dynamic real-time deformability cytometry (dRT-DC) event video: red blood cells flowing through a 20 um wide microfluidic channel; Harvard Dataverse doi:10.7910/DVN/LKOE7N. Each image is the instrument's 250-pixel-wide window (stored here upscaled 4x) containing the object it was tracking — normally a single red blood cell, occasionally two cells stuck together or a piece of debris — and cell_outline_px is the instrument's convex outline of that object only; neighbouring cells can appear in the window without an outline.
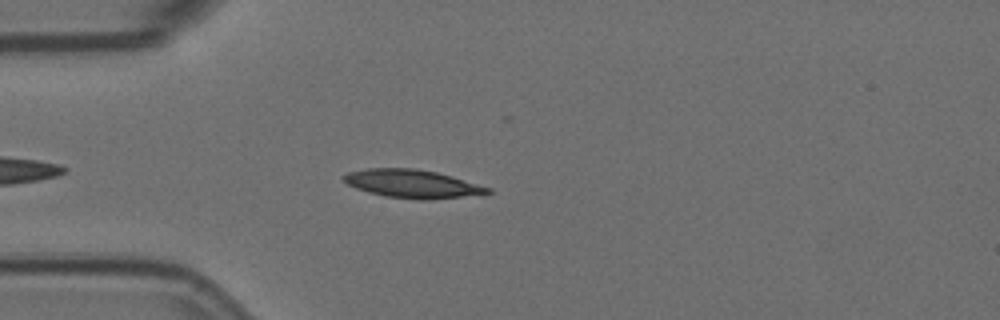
{"species": "Egyptian fruit bat (a non-hibernating species)", "species_latin": "Rousettus aegyptiacus", "temperature_condition": "room temperature", "stored_images_in_passage": 46, "camera_frame_rate_fps": 3000, "um_per_image_px": 0.085, "animal": {"sex": "female"}, "frame": {"image": 1, "passage_image": 5, "time_ms": 1.333, "image_size_px": [1000, 320], "cell_outline_px": [[492, 192], [428, 200], [420, 200], [384, 196], [368, 192], [356, 188], [348, 184], [340, 176], [348, 172], [368, 168], [416, 168], [436, 172], [452, 176], [492, 188]], "centroid_in_image_um": [35.0, 15.61], "position_along_channel_um": 50.0, "area_um2": 23.58}}
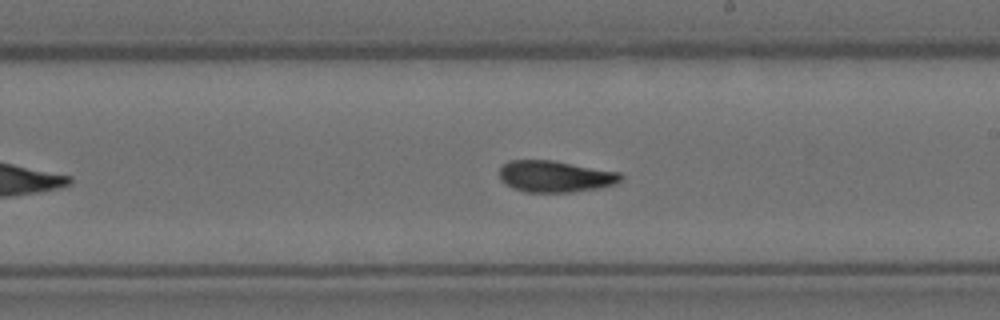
{"frame": {"image": 2, "passage_image": 22, "time_ms": 7.0, "image_size_px": [1000, 320], "cell_outline_px": [[624, 176], [616, 184], [600, 188], [572, 192], [524, 192], [512, 188], [500, 180], [500, 168], [508, 160], [552, 160], [620, 172]], "centroid_in_image_um": [47.19, 15.0], "position_along_channel_um": 241.8, "area_um2": 22.43}}
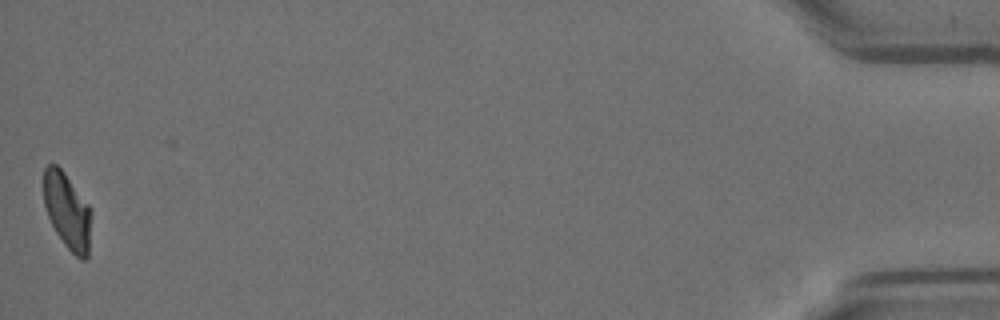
{"frame": {"image": 3, "passage_image": 46, "time_ms": 15.0, "image_size_px": [1000, 320], "cell_outline_px": [[92, 212], [88, 256], [84, 260], [80, 260], [64, 244], [56, 232], [48, 216], [44, 204], [44, 168], [48, 164], [56, 164], [64, 172], [92, 208]], "centroid_in_image_um": [5.74, 17.93], "position_along_channel_um": 429.5, "area_um2": 21.21}, "authors_computed_cell_mechanics": {"area_um2": 22.542, "velocity_mm_per_s": 3.5674, "shape_relaxation_time_tau1_ms": null, "shape_relaxation_time_tau2_ms": 4.8027, "deformation_change_tau1": null, "deformation_change_tau2": 0.1024}}